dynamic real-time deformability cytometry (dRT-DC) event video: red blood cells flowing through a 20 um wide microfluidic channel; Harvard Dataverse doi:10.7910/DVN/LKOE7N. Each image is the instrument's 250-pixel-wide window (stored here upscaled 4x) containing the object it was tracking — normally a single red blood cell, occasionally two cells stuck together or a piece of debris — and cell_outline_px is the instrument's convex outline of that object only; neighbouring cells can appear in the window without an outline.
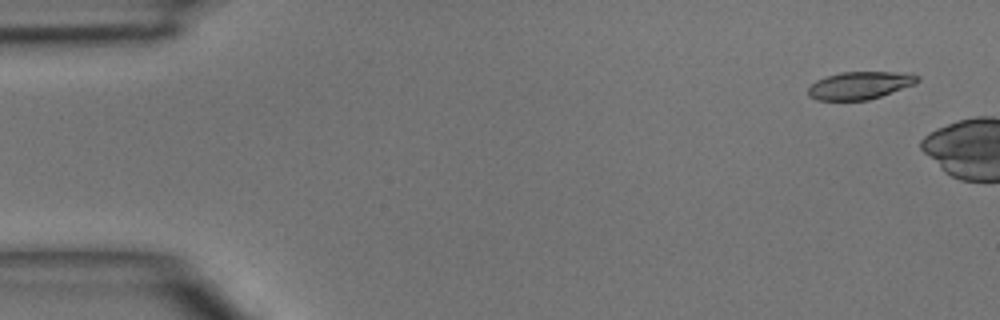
{"species": "common noctule bat (a hibernating species)", "species_latin": "Nyctalus noctula", "temperature_condition": "room temperature", "stored_images_in_passage": 2, "camera_frame_rate_fps": 3000, "um_per_image_px": 0.085, "animal": {"sex": "male", "body_mass_g": 15.6}, "frame": {"image": 1, "passage_image": 1, "time_ms": 0.0, "image_size_px": [1000, 320], "cell_outline_px": [[920, 80], [916, 84], [868, 100], [816, 100], [808, 96], [808, 88], [816, 80], [840, 72], [908, 72], [920, 76]], "centroid_in_image_um": [73.12, 7.25], "position_along_channel_um": 11.9, "area_um2": 17.69}}